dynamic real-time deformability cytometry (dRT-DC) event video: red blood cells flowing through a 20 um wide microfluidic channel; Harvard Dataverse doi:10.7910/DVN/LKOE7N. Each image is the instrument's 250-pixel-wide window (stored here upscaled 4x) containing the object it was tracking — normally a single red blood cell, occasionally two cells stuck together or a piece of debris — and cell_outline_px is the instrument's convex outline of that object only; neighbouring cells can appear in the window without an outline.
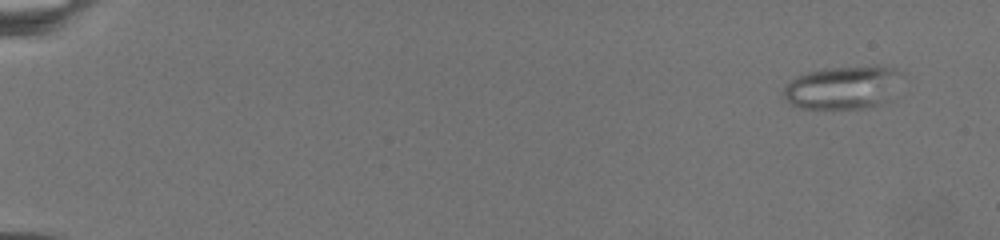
{"species": "common noctule bat (a hibernating species)", "species_latin": "Nyctalus noctula", "temperature_condition": "warm", "stored_images_in_passage": 46, "camera_frame_rate_fps": 3000, "um_per_image_px": 0.085, "animal": {"sex": "female", "body_mass_g": 19.5, "forearm_length_mm": 54.1}, "frame": {"image": 1, "passage_image": 2, "time_ms": 1.0, "image_size_px": [1000, 240], "cell_outline_px": [[900, 72], [880, 100], [876, 104], [860, 108], [800, 108], [792, 104], [784, 96], [784, 88], [796, 76], [808, 72], [824, 68], [876, 64], [892, 68]], "centroid_in_image_um": [71.47, 7.39], "position_along_channel_um": 13.5, "area_um2": 28.26}}
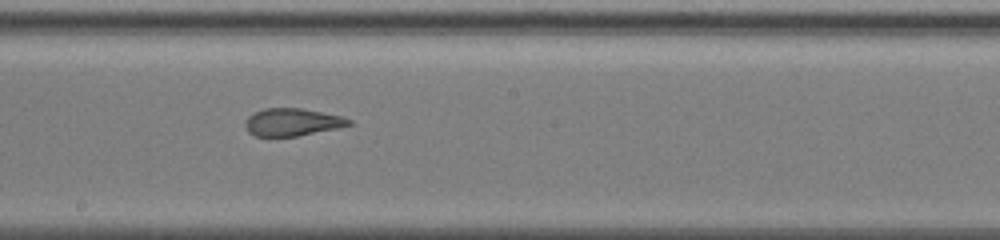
{"frame": {"image": 2, "passage_image": 24, "time_ms": 14.333, "image_size_px": [1000, 240], "cell_outline_px": [[352, 124], [336, 128], [296, 136], [256, 136], [248, 132], [244, 124], [248, 116], [264, 108], [300, 108], [344, 116], [352, 120]], "centroid_in_image_um": [24.84, 10.37], "position_along_channel_um": 223.4, "area_um2": 16.53}}
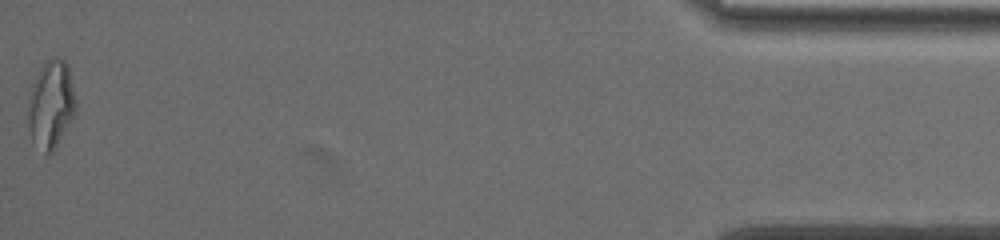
{"frame": {"image": 3, "passage_image": 46, "time_ms": 24.333, "image_size_px": [1000, 240], "cell_outline_px": [[76, 112], [52, 152], [48, 156], [32, 140], [28, 124], [28, 100], [32, 84], [44, 60], [56, 56], [60, 56], [68, 64], [76, 100]], "centroid_in_image_um": [4.34, 8.82], "position_along_channel_um": 430.9, "area_um2": 24.51}}